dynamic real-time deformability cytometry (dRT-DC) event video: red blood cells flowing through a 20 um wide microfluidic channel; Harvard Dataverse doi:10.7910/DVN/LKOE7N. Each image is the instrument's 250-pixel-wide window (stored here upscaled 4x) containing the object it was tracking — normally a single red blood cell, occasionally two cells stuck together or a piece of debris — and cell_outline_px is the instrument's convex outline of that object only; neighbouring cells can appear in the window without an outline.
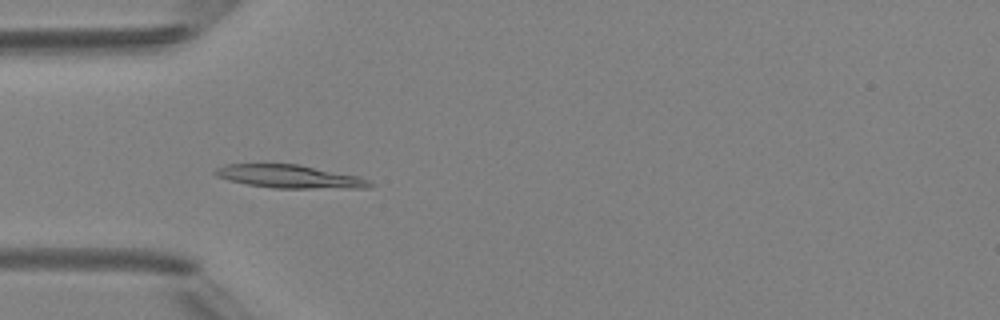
{"species": "Egyptian fruit bat (a non-hibernating species)", "species_latin": "Rousettus aegyptiacus", "temperature_condition": "room temperature", "stored_images_in_passage": 8, "camera_frame_rate_fps": 3000, "um_per_image_px": 0.085, "animal": {"sex": "female"}, "frame": {"image": 1, "passage_image": 5, "time_ms": 4.667, "image_size_px": [1000, 320], "cell_outline_px": [[372, 188], [272, 188], [248, 184], [228, 180], [216, 176], [212, 172], [216, 168], [224, 164], [300, 164], [360, 176], [368, 180], [372, 184]], "centroid_in_image_um": [24.62, 15.0], "position_along_channel_um": 60.4, "area_um2": 21.04}}
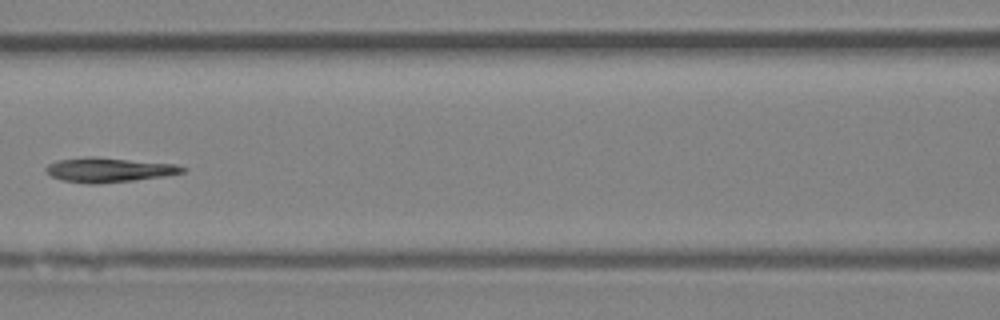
{"frame": {"image": 2, "passage_image": 7, "time_ms": 7.0, "image_size_px": [1000, 320], "cell_outline_px": [[188, 168], [184, 172], [164, 176], [100, 184], [88, 184], [60, 180], [52, 176], [44, 168], [48, 164], [56, 160], [88, 156], [96, 156], [176, 164]], "centroid_in_image_um": [9.24, 14.43], "position_along_channel_um": 157.4, "area_um2": 19.71}}
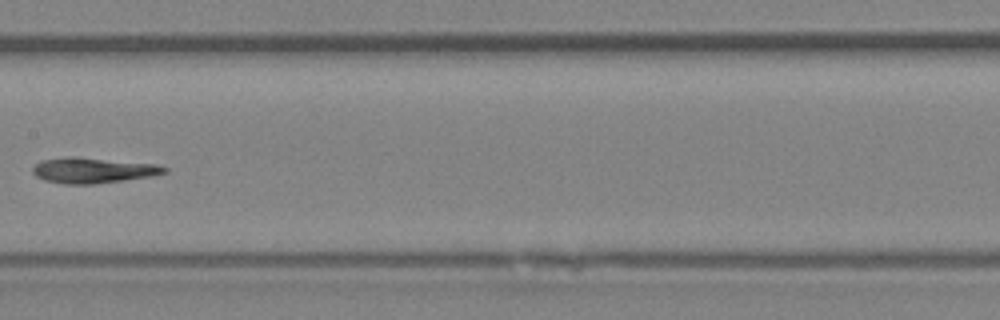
{"frame": {"image": 3, "passage_image": 8, "time_ms": 8.0, "image_size_px": [1000, 320], "cell_outline_px": [[168, 172], [152, 176], [124, 180], [92, 184], [64, 184], [44, 180], [36, 176], [32, 172], [32, 168], [40, 160], [64, 156], [76, 156], [156, 164], [168, 168]], "centroid_in_image_um": [7.88, 14.46], "position_along_channel_um": 199.5, "area_um2": 19.77}}